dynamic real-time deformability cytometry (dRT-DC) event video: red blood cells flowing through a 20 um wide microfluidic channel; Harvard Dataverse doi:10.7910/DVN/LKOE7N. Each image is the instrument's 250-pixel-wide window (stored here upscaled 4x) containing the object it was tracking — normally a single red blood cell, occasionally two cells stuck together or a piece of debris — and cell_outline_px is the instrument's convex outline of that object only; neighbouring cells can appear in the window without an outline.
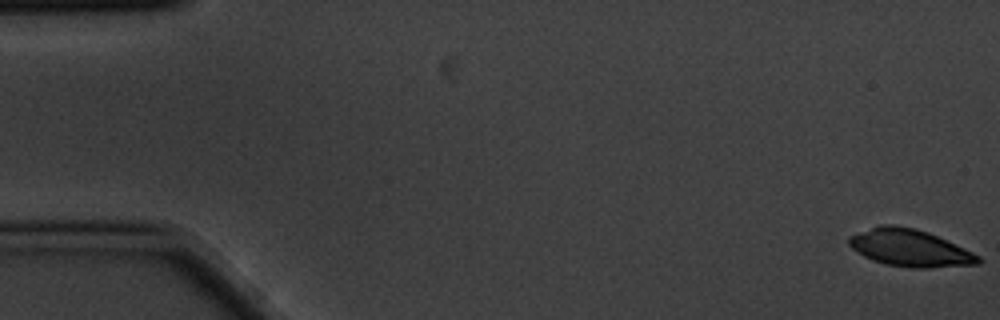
{"species": "common noctule bat (a hibernating species)", "species_latin": "Nyctalus noctula", "temperature_condition": "cold", "stored_images_in_passage": 5, "camera_frame_rate_fps": 3000, "um_per_image_px": 0.085, "animal": {"sex": "male", "body_mass_g": 20.1, "forearm_length_mm": 53.5}, "frame": {"image": 1, "passage_image": 1, "time_ms": 0.0, "image_size_px": [1000, 320], "cell_outline_px": [[984, 260], [980, 264], [928, 268], [912, 268], [884, 264], [872, 260], [864, 256], [852, 248], [848, 244], [848, 236], [880, 224], [892, 224], [916, 228], [928, 232], [964, 248], [980, 256]], "centroid_in_image_um": [77.34, 21.08], "position_along_channel_um": 7.7, "area_um2": 28.15}}